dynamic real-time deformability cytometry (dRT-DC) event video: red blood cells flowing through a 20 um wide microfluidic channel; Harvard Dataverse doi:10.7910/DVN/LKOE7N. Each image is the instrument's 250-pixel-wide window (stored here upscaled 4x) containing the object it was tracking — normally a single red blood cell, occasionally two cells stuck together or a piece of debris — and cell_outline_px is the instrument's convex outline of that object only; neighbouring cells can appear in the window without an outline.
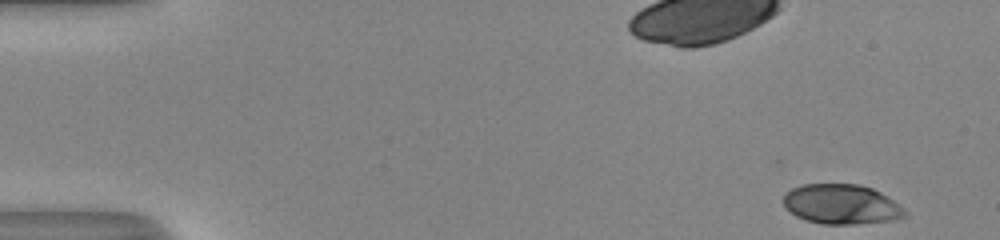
{"species": "human", "species_latin": "Homo sapiens", "temperature_condition": "room temperature", "stored_images_in_passage": 50, "camera_frame_rate_fps": 3000, "um_per_image_px": 0.085, "donor": {"sex": "male"}, "frame": {"image": 1, "passage_image": 1, "time_ms": 0.0, "image_size_px": [1000, 240], "cell_outline_px": [[908, 216], [896, 220], [856, 224], [820, 224], [804, 220], [796, 216], [784, 204], [784, 196], [792, 188], [800, 184], [860, 184], [872, 188], [888, 196], [900, 204], [908, 212]], "centroid_in_image_um": [71.59, 17.37], "position_along_channel_um": 13.4, "area_um2": 28.5}}
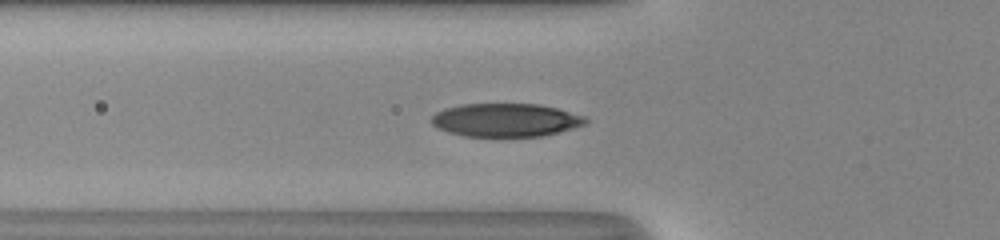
{"frame": {"image": 2, "passage_image": 17, "time_ms": 5.333, "image_size_px": [1000, 240], "cell_outline_px": [[588, 124], [540, 136], [464, 136], [448, 132], [436, 128], [432, 124], [432, 116], [436, 112], [444, 108], [460, 104], [540, 104], [556, 108], [584, 116], [588, 120]], "centroid_in_image_um": [42.95, 10.2], "position_along_channel_um": 82.8, "area_um2": 29.82}}
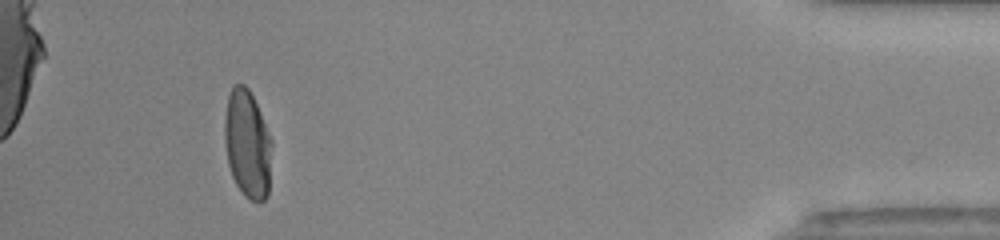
{"frame": {"image": 3, "passage_image": 46, "time_ms": 15.0, "image_size_px": [1000, 240], "cell_outline_px": [[272, 144], [268, 196], [264, 200], [252, 200], [244, 196], [236, 184], [232, 176], [228, 164], [224, 140], [224, 120], [228, 96], [232, 84], [244, 84], [248, 88], [256, 104], [272, 140]], "centroid_in_image_um": [21.02, 12.24], "position_along_channel_um": 414.2, "area_um2": 29.77}, "authors_computed_cell_mechanics": {"area_um2": 29.3335, "velocity_mm_per_s": 4.0613, "shape_relaxation_time_tau1_ms": 3.8154, "shape_relaxation_time_tau2_ms": null, "deformation_change_tau1": 0.2014, "deformation_change_tau2": null}}